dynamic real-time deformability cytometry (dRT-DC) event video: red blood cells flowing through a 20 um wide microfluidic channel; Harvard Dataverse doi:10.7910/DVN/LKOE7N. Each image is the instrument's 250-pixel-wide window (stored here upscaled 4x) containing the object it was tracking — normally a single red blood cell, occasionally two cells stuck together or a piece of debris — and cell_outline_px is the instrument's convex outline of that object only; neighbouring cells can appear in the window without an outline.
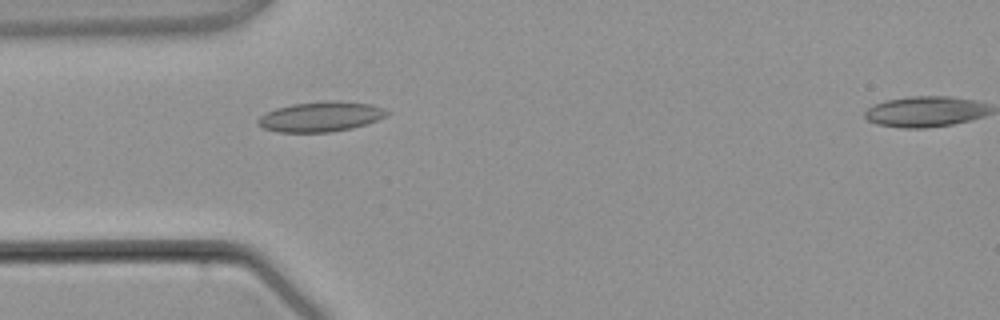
{"species": "common noctule bat (a hibernating species)", "species_latin": "Nyctalus noctula", "temperature_condition": "warm", "stored_images_in_passage": 2, "camera_frame_rate_fps": 3000, "um_per_image_px": 0.085, "animal": {"sex": "male", "body_mass_g": 21.5, "forearm_length_mm": 52.0}, "frame": {"image": 1, "passage_image": 2, "time_ms": 1.0, "image_size_px": [1000, 320], "cell_outline_px": [[392, 112], [376, 120], [352, 128], [328, 132], [276, 132], [264, 128], [256, 124], [256, 120], [260, 116], [276, 108], [292, 104], [324, 100], [340, 100], [372, 104]], "centroid_in_image_um": [27.24, 9.9], "position_along_channel_um": 57.8, "area_um2": 22.66}}